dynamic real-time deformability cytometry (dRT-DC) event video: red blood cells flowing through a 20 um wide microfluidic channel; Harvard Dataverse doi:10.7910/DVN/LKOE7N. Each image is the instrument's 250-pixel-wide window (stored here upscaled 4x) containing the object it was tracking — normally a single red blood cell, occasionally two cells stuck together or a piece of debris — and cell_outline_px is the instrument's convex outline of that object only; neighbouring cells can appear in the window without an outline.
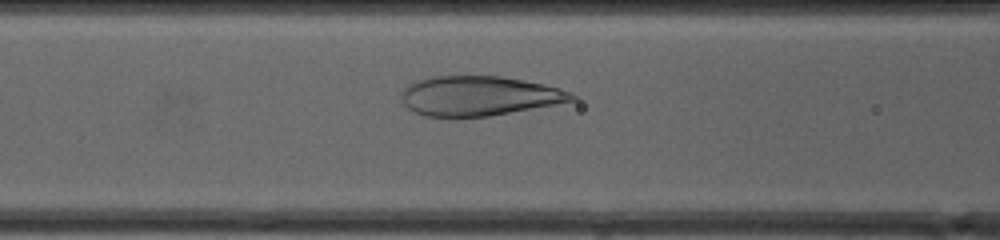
{"species": "human", "species_latin": "Homo sapiens", "temperature_condition": "cold", "stored_images_in_passage": 35, "camera_frame_rate_fps": 3000, "um_per_image_px": 0.085, "donor": {"sex": "female"}, "frame": {"image": 1, "passage_image": 14, "time_ms": 4.333, "image_size_px": [1000, 240], "cell_outline_px": [[580, 100], [488, 116], [424, 116], [408, 108], [404, 104], [404, 88], [408, 84], [416, 80], [432, 76], [500, 76], [524, 80], [560, 88], [572, 92], [580, 96]], "centroid_in_image_um": [40.8, 8.14], "position_along_channel_um": 125.8, "area_um2": 39.25}}
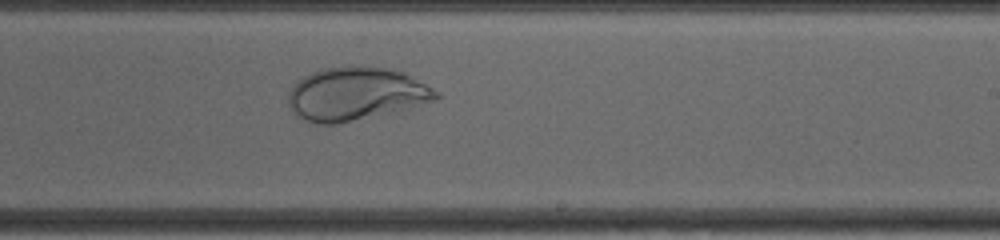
{"frame": {"image": 2, "passage_image": 24, "time_ms": 7.667, "image_size_px": [1000, 240], "cell_outline_px": [[440, 96], [436, 100], [396, 112], [336, 124], [316, 124], [304, 120], [296, 116], [292, 112], [288, 104], [288, 92], [304, 76], [312, 72], [324, 68], [344, 64], [364, 64], [388, 68], [404, 72], [440, 92]], "centroid_in_image_um": [30.26, 7.96], "position_along_channel_um": 258.7, "area_um2": 46.64}}
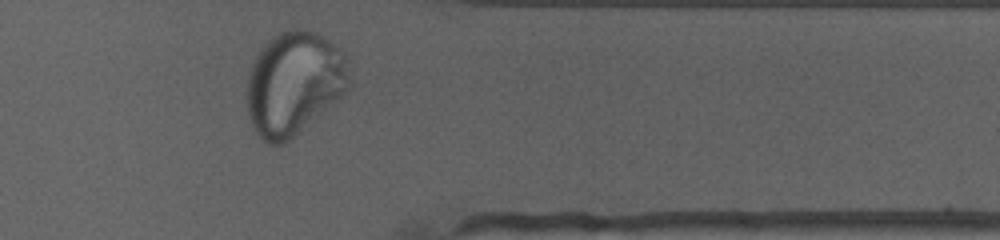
{"frame": {"image": 3, "passage_image": 34, "time_ms": 11.0, "image_size_px": [1000, 240], "cell_outline_px": [[348, 88], [340, 96], [296, 136], [284, 144], [268, 144], [260, 140], [248, 116], [248, 76], [252, 64], [256, 56], [264, 44], [268, 40], [280, 32], [292, 28], [300, 28], [316, 32], [324, 36], [340, 48], [348, 56]], "centroid_in_image_um": [24.99, 7.07], "position_along_channel_um": 386.4, "area_um2": 61.79}, "authors_computed_cell_mechanics": {"area_um2": 41.616, "velocity_mm_per_s": 3.9912, "shape_relaxation_time_tau1_ms": 6.4929, "shape_relaxation_time_tau2_ms": null, "deformation_change_tau1": 0.2923, "deformation_change_tau2": null}}